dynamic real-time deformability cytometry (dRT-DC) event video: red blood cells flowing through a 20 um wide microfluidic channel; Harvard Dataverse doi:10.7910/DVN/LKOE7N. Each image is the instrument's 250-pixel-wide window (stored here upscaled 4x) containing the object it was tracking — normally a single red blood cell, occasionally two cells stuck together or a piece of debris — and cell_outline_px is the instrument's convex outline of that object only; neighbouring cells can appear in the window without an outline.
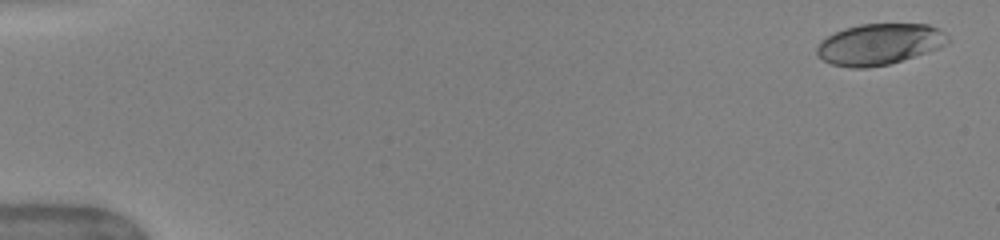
{"species": "human", "species_latin": "Homo sapiens", "temperature_condition": "warm", "stored_images_in_passage": 51, "camera_frame_rate_fps": 3000, "um_per_image_px": 0.085, "donor": {"sex": "female"}, "frame": {"image": 1, "passage_image": 2, "time_ms": 0.333, "image_size_px": [1000, 240], "cell_outline_px": [[948, 40], [944, 44], [936, 48], [888, 64], [868, 68], [848, 68], [832, 64], [824, 60], [816, 52], [816, 48], [820, 40], [844, 28], [860, 24], [928, 24], [940, 28], [948, 36]], "centroid_in_image_um": [74.7, 3.75], "position_along_channel_um": 10.3, "area_um2": 31.04}}
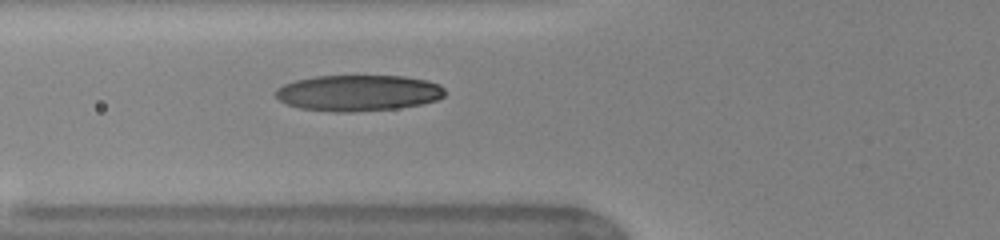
{"frame": {"image": 2, "passage_image": 20, "time_ms": 6.333, "image_size_px": [1000, 240], "cell_outline_px": [[444, 96], [436, 100], [420, 104], [396, 108], [352, 112], [332, 112], [300, 108], [288, 104], [280, 100], [276, 96], [276, 88], [284, 84], [296, 80], [316, 76], [404, 76], [428, 80], [440, 84], [444, 88]], "centroid_in_image_um": [30.46, 7.89], "position_along_channel_um": 95.3, "area_um2": 35.55}}
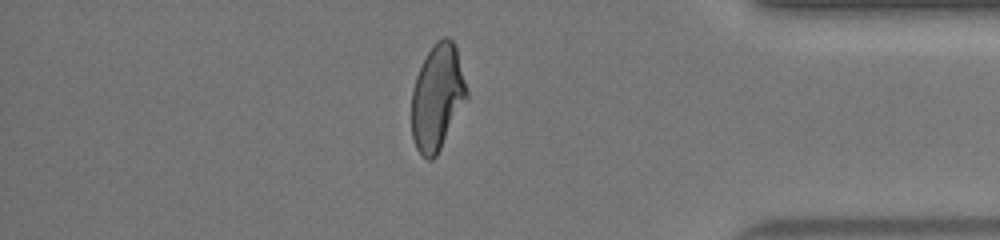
{"frame": {"image": 3, "passage_image": 44, "time_ms": 14.333, "image_size_px": [1000, 240], "cell_outline_px": [[468, 96], [436, 156], [432, 160], [428, 160], [416, 148], [412, 136], [412, 88], [416, 76], [428, 52], [436, 40], [444, 36], [448, 36], [456, 44], [468, 92]], "centroid_in_image_um": [37.17, 8.23], "position_along_channel_um": 398.0, "area_um2": 33.76}, "authors_computed_cell_mechanics": {"area_um2": 34.391, "velocity_mm_per_s": 4.0592, "shape_relaxation_time_tau1_ms": 4.5847, "shape_relaxation_time_tau2_ms": 1.3054, "deformation_change_tau1": 0.1987, "deformation_change_tau2": 0.0811}}